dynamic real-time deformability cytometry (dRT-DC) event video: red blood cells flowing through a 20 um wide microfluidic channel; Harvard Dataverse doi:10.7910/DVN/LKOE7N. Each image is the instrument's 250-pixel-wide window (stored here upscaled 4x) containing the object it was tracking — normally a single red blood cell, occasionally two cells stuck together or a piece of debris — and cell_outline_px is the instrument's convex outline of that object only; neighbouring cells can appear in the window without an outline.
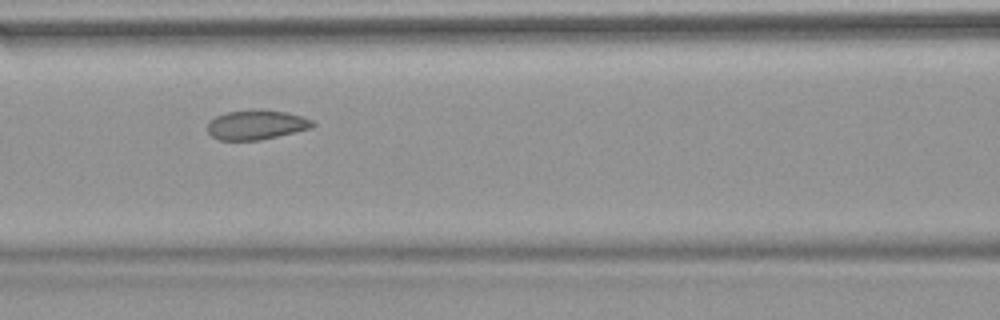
{"species": "common noctule bat (a hibernating species)", "species_latin": "Nyctalus noctula", "temperature_condition": "warm", "stored_images_in_passage": 42, "camera_frame_rate_fps": 3000, "um_per_image_px": 0.085, "animal": {"sex": "female", "body_mass_g": 18.4}, "frame": {"image": 1, "passage_image": 19, "time_ms": 6.0, "image_size_px": [1000, 320], "cell_outline_px": [[316, 124], [312, 128], [260, 140], [220, 140], [212, 136], [208, 132], [208, 120], [224, 112], [256, 108], [260, 108], [288, 112], [312, 120]], "centroid_in_image_um": [21.78, 10.58], "position_along_channel_um": 144.8, "area_um2": 18.44}}
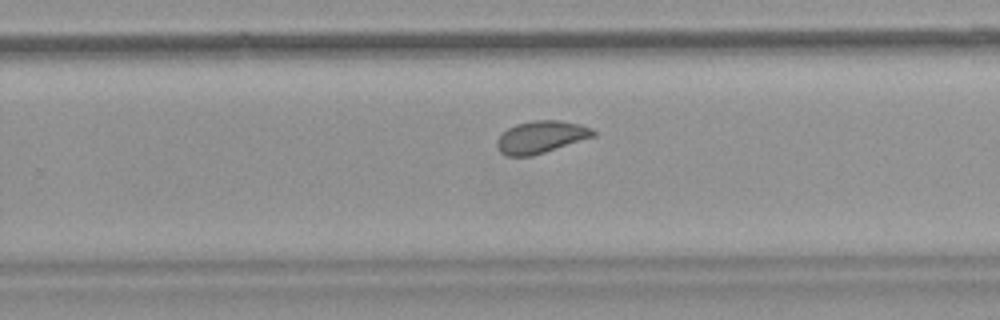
{"frame": {"image": 2, "passage_image": 30, "time_ms": 9.667, "image_size_px": [1000, 320], "cell_outline_px": [[596, 136], [532, 156], [508, 156], [500, 152], [496, 144], [496, 140], [508, 128], [516, 124], [532, 120], [560, 120], [580, 124], [592, 128], [596, 132]], "centroid_in_image_um": [46.0, 11.64], "position_along_channel_um": 283.8, "area_um2": 18.15}}